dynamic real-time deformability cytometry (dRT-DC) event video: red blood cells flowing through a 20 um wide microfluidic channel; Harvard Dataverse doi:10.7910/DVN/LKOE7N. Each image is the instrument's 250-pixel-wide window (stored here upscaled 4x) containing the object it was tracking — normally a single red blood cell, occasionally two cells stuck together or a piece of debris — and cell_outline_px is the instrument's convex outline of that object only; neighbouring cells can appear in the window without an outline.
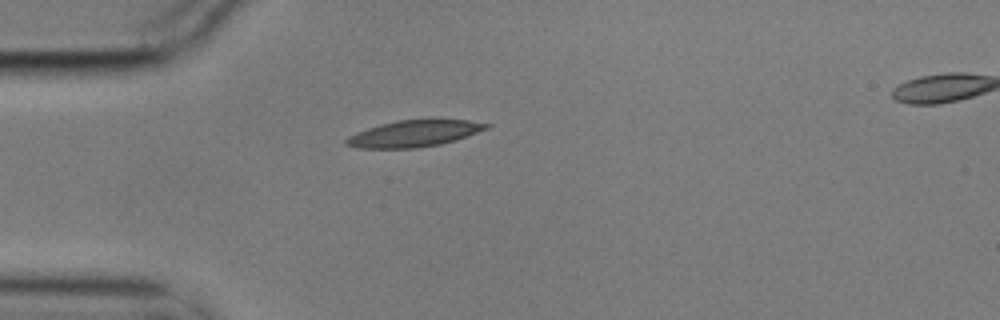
{"species": "common noctule bat (a hibernating species)", "species_latin": "Nyctalus noctula", "temperature_condition": "cold", "stored_images_in_passage": 2, "segment_of_instrument_passage": [1, 2], "camera_frame_rate_fps": 3000, "um_per_image_px": 0.085, "animal": {"sex": "male", "body_mass_g": 17.9}, "frame": {"image": 1, "passage_image": 1, "time_ms": 0.0, "image_size_px": [1000, 320], "cell_outline_px": [[492, 124], [488, 128], [456, 140], [440, 144], [416, 148], [356, 148], [344, 144], [344, 140], [348, 136], [356, 132], [380, 124], [396, 120], [468, 120]], "centroid_in_image_um": [35.16, 11.36], "position_along_channel_um": 49.8, "area_um2": 21.56}}